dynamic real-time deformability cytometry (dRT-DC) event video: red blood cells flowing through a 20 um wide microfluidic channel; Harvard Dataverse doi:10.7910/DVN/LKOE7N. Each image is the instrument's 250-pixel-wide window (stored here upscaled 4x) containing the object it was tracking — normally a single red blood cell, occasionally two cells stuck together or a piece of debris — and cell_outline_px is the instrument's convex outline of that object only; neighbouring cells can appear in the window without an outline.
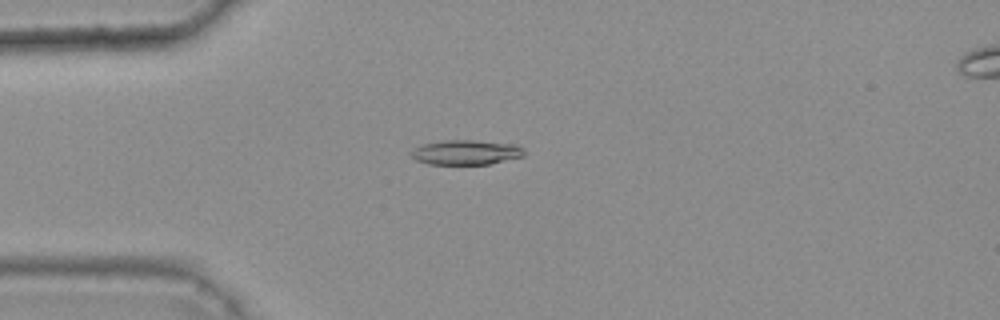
{"species": "common noctule bat (a hibernating species)", "species_latin": "Nyctalus noctula", "temperature_condition": "warm", "stored_images_in_passage": 37, "camera_frame_rate_fps": 3000, "um_per_image_px": 0.085, "animal": {"sex": "female", "body_mass_g": 25.1}, "frame": {"image": 1, "passage_image": 4, "time_ms": 1.0, "image_size_px": [1000, 320], "cell_outline_px": [[524, 156], [488, 164], [428, 164], [416, 160], [408, 152], [424, 144], [444, 140], [472, 140], [516, 144], [524, 148]], "centroid_in_image_um": [39.62, 12.95], "position_along_channel_um": 45.4, "area_um2": 16.24}}
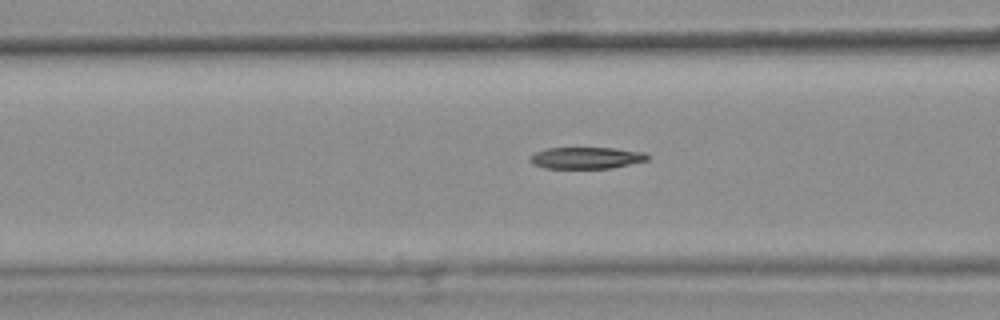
{"frame": {"image": 2, "passage_image": 11, "time_ms": 3.333, "image_size_px": [1000, 320], "cell_outline_px": [[648, 160], [612, 168], [544, 168], [532, 164], [528, 160], [528, 156], [536, 152], [548, 148], [616, 148], [644, 152], [648, 156]], "centroid_in_image_um": [49.8, 13.42], "position_along_channel_um": 116.8, "area_um2": 14.85}}
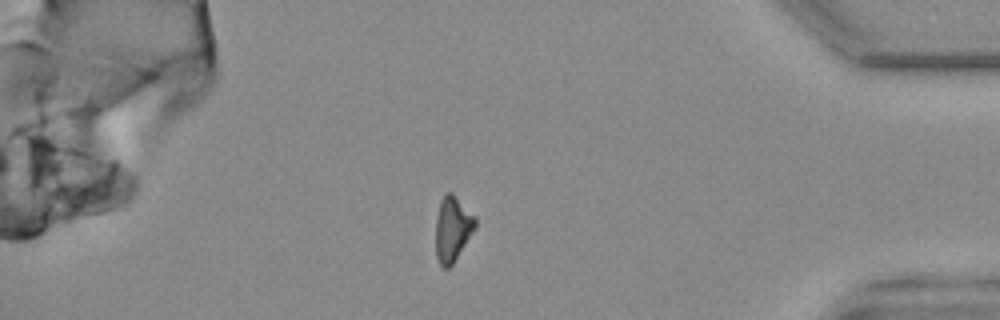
{"frame": {"image": 3, "passage_image": 36, "time_ms": 11.667, "image_size_px": [1000, 320], "cell_outline_px": [[476, 228], [452, 264], [448, 268], [444, 268], [440, 264], [436, 256], [436, 220], [440, 200], [444, 192], [452, 192], [476, 216]], "centroid_in_image_um": [38.47, 19.41], "position_along_channel_um": 396.7, "area_um2": 15.09}}